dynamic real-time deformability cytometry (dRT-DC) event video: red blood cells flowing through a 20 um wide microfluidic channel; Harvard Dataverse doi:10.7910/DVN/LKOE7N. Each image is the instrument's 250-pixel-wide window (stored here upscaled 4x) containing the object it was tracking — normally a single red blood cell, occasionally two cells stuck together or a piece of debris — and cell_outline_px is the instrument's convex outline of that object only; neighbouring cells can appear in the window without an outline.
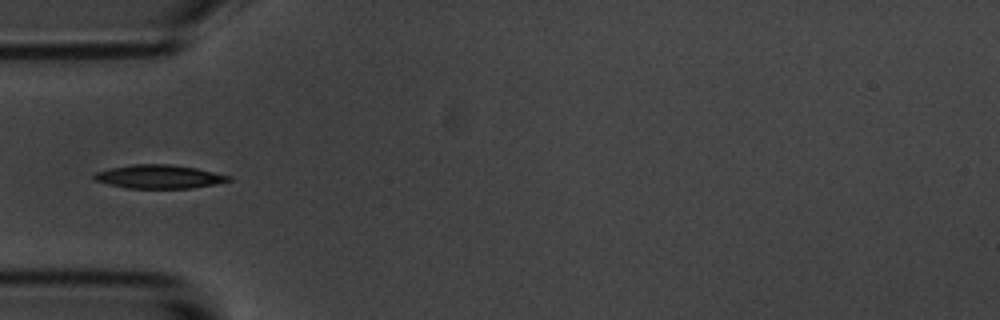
{"species": "common noctule bat (a hibernating species)", "species_latin": "Nyctalus noctula", "temperature_condition": "room temperature", "stored_images_in_passage": 8, "camera_frame_rate_fps": 3000, "um_per_image_px": 0.085, "animal": {"sex": "male", "body_mass_g": 20.1, "forearm_length_mm": 53.5}, "frame": {"image": 1, "passage_image": 7, "time_ms": 7.0, "image_size_px": [1000, 320], "cell_outline_px": [[232, 180], [216, 184], [192, 188], [128, 188], [92, 180], [92, 176], [96, 172], [112, 168], [132, 164], [168, 164], [196, 168], [232, 176]], "centroid_in_image_um": [13.54, 15.02], "position_along_channel_um": 71.5, "area_um2": 18.44}}